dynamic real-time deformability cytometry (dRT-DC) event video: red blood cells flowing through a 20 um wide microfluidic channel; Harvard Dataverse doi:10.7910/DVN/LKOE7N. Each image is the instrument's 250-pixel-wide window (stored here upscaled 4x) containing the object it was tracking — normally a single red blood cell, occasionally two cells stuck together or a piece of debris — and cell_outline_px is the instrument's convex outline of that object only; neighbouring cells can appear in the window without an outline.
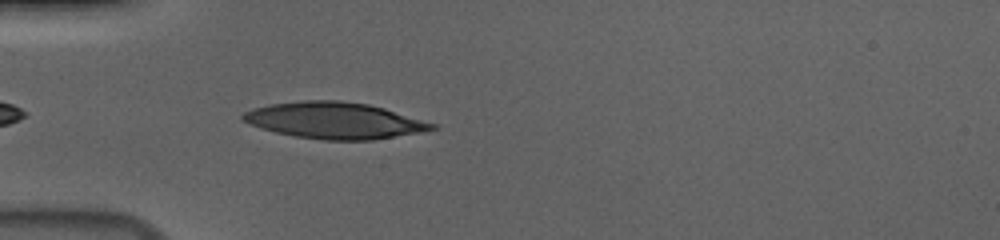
{"species": "human", "species_latin": "Homo sapiens", "temperature_condition": "cold", "stored_images_in_passage": 39, "camera_frame_rate_fps": 3000, "um_per_image_px": 0.085, "donor": {"sex": "male"}, "frame": {"image": 1, "passage_image": 3, "time_ms": 0.667, "image_size_px": [1000, 240], "cell_outline_px": [[440, 128], [424, 132], [372, 140], [324, 140], [292, 136], [260, 128], [240, 120], [240, 116], [244, 112], [256, 108], [272, 104], [304, 100], [340, 100], [368, 104], [384, 108], [440, 124]], "centroid_in_image_um": [28.51, 10.25], "position_along_channel_um": 56.5, "area_um2": 40.52}}
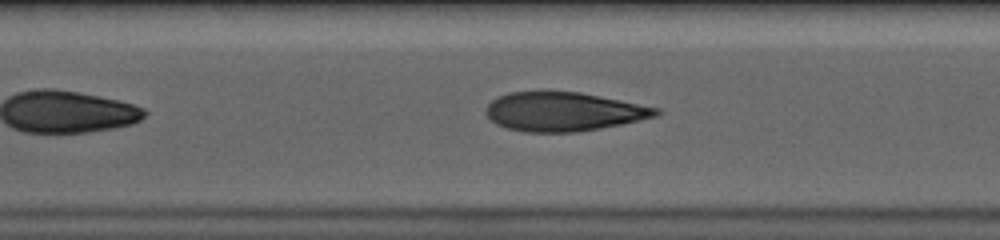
{"frame": {"image": 2, "passage_image": 12, "time_ms": 3.667, "image_size_px": [1000, 240], "cell_outline_px": [[664, 112], [656, 116], [620, 124], [600, 128], [576, 132], [524, 132], [508, 128], [496, 124], [488, 116], [488, 104], [492, 100], [508, 92], [540, 88], [580, 92], [660, 108]], "centroid_in_image_um": [47.89, 9.45], "position_along_channel_um": 159.5, "area_um2": 39.19}}
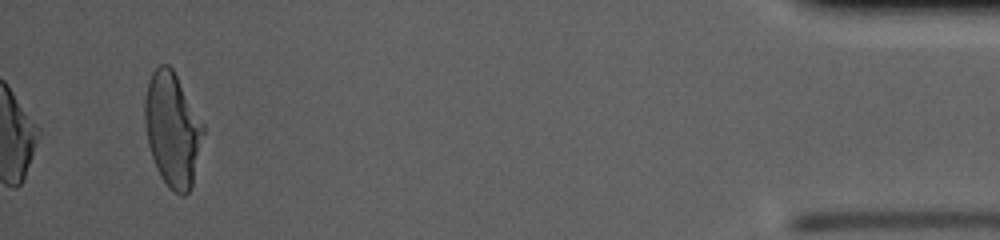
{"frame": {"image": 3, "passage_image": 39, "time_ms": 12.667, "image_size_px": [1000, 240], "cell_outline_px": [[204, 132], [192, 184], [188, 192], [184, 196], [180, 196], [168, 188], [160, 176], [156, 168], [148, 144], [144, 124], [144, 100], [148, 80], [152, 72], [160, 64], [168, 64], [172, 68], [204, 124]], "centroid_in_image_um": [14.64, 11.01], "position_along_channel_um": 420.6, "area_um2": 38.9}, "authors_computed_cell_mechanics": {"area_um2": 38.9572, "velocity_mm_per_s": 3.7034, "shape_relaxation_time_tau1_ms": 5.1539, "shape_relaxation_time_tau2_ms": 1.1916, "deformation_change_tau1": 0.2079, "deformation_change_tau2": 0.0878}}